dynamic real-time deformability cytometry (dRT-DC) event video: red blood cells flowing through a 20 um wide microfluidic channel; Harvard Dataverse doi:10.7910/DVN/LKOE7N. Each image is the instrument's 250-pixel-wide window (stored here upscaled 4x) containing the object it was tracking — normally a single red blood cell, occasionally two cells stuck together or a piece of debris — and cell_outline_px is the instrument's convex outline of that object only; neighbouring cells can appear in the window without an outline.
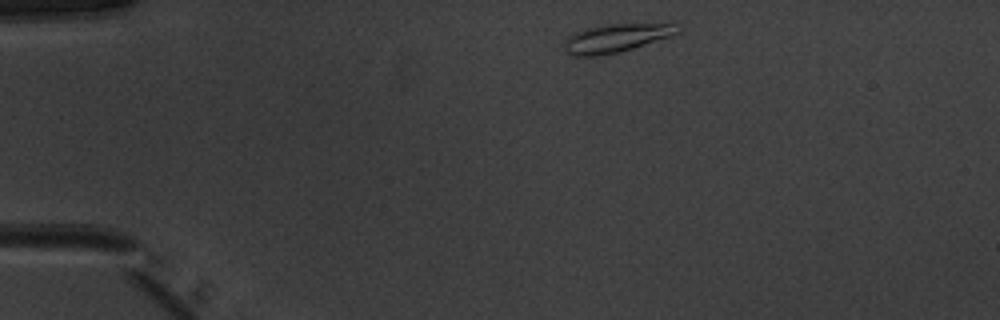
{"species": "common noctule bat (a hibernating species)", "species_latin": "Nyctalus noctula", "temperature_condition": "warm", "stored_images_in_passage": 42, "camera_frame_rate_fps": 3000, "um_per_image_px": 0.085, "animal": {"sex": "male", "body_mass_g": 20.1, "forearm_length_mm": 53.5}, "frame": {"image": 1, "passage_image": 1, "time_ms": 0.0, "image_size_px": [1000, 320], "cell_outline_px": [[680, 32], [620, 52], [600, 56], [572, 56], [564, 52], [564, 40], [568, 36], [576, 32], [588, 28], [612, 24], [676, 20], [680, 24]], "centroid_in_image_um": [52.48, 3.19], "position_along_channel_um": 32.5, "area_um2": 19.48}}
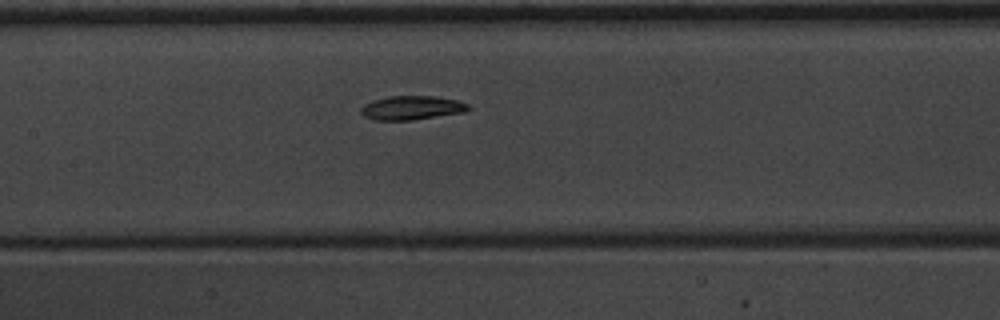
{"frame": {"image": 2, "passage_image": 16, "time_ms": 5.0, "image_size_px": [1000, 320], "cell_outline_px": [[472, 108], [464, 112], [412, 120], [376, 120], [364, 116], [360, 112], [360, 108], [364, 104], [372, 100], [388, 96], [436, 96], [456, 100], [468, 104]], "centroid_in_image_um": [34.98, 9.16], "position_along_channel_um": 172.4, "area_um2": 15.03}}
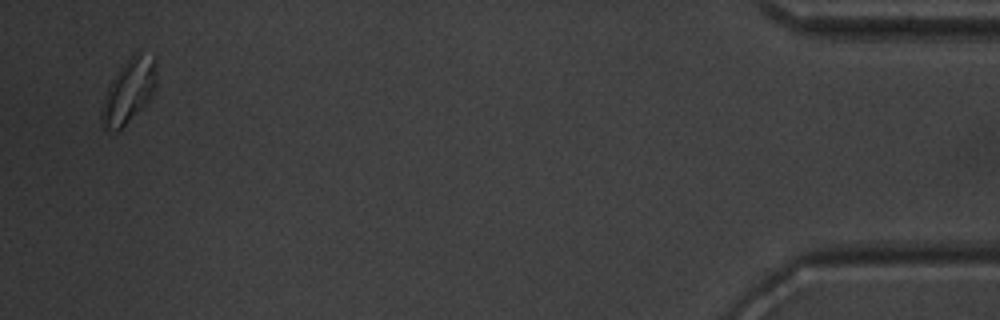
{"frame": {"image": 3, "passage_image": 41, "time_ms": 13.333, "image_size_px": [1000, 320], "cell_outline_px": [[156, 88], [152, 96], [116, 132], [108, 132], [104, 128], [100, 120], [100, 112], [104, 96], [112, 80], [120, 68], [136, 52], [156, 56]], "centroid_in_image_um": [10.94, 7.74], "position_along_channel_um": 424.3, "area_um2": 20.17}, "authors_computed_cell_mechanics": {"area_um2": 15.4615, "velocity_mm_per_s": 3.9444, "shape_relaxation_time_tau1_ms": 3.3807, "shape_relaxation_time_tau2_ms": null, "deformation_change_tau1": 0.1247, "deformation_change_tau2": null}}